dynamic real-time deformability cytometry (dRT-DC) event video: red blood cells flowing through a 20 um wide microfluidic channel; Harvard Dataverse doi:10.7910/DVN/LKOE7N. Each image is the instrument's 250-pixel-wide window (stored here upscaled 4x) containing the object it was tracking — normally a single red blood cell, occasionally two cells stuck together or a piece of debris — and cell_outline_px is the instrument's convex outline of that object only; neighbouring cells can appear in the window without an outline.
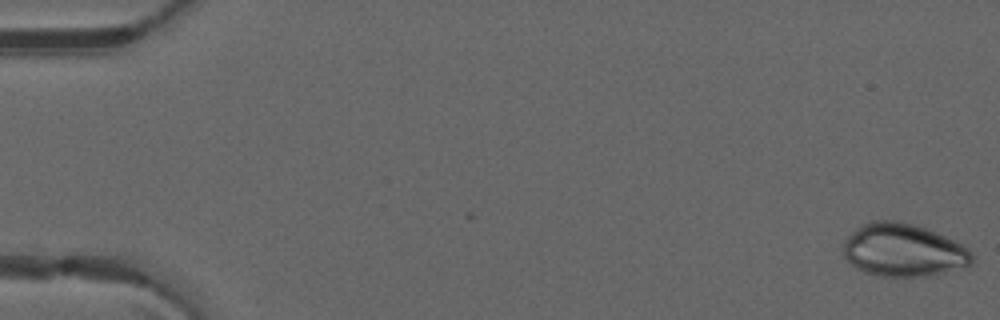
{"species": "common noctule bat (a hibernating species)", "species_latin": "Nyctalus noctula", "temperature_condition": "warm", "stored_images_in_passage": 33, "camera_frame_rate_fps": 3000, "um_per_image_px": 0.085, "animal": {"sex": "male", "forearm_length_mm": 52.5}, "frame": {"image": 1, "passage_image": 1, "time_ms": 0.0, "image_size_px": [1000, 320], "cell_outline_px": [[972, 264], [968, 268], [928, 276], [880, 276], [864, 272], [856, 268], [844, 256], [844, 240], [852, 232], [864, 224], [872, 220], [896, 220], [912, 224], [924, 228], [956, 240], [968, 248], [972, 252]], "centroid_in_image_um": [76.84, 21.28], "position_along_channel_um": 8.2, "area_um2": 39.88}}
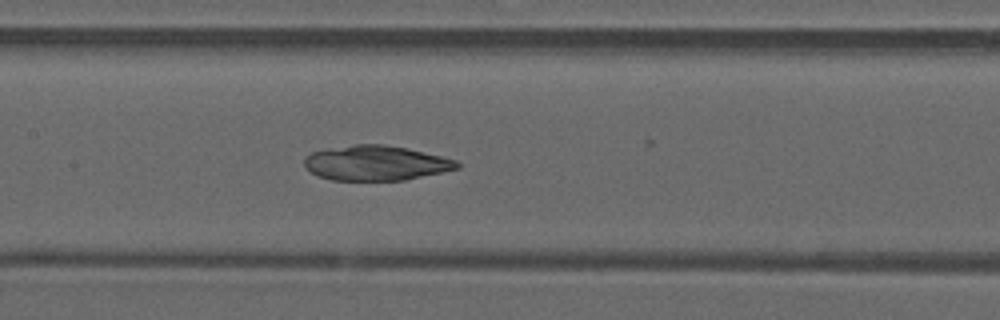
{"frame": {"image": 2, "passage_image": 25, "time_ms": 8.0, "image_size_px": [1000, 320], "cell_outline_px": [[460, 168], [404, 180], [332, 180], [316, 176], [304, 164], [304, 156], [312, 152], [352, 144], [384, 144], [408, 148], [456, 160], [460, 164]], "centroid_in_image_um": [31.94, 13.85], "position_along_channel_um": 175.5, "area_um2": 30.98}}
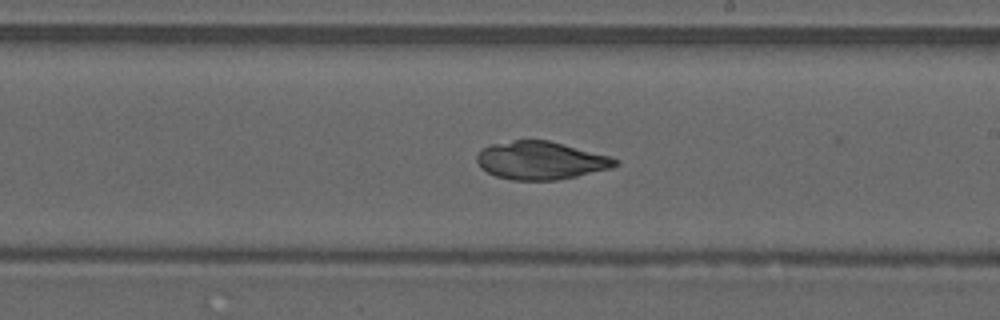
{"frame": {"image": 3, "passage_image": 30, "time_ms": 9.667, "image_size_px": [1000, 320], "cell_outline_px": [[620, 164], [612, 168], [576, 176], [556, 180], [512, 180], [496, 176], [480, 168], [476, 160], [476, 156], [484, 148], [492, 144], [512, 140], [548, 140], [612, 156], [620, 160]], "centroid_in_image_um": [46.0, 13.64], "position_along_channel_um": 243.0, "area_um2": 30.75}}